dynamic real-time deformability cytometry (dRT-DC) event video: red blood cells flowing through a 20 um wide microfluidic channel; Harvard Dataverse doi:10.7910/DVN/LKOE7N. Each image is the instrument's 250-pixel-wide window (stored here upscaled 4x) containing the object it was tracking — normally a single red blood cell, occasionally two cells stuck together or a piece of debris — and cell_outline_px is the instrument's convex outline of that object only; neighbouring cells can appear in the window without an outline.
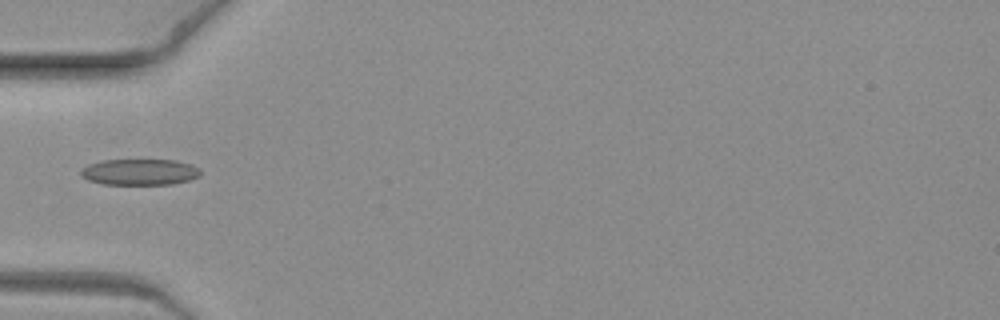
{"species": "common noctule bat (a hibernating species)", "species_latin": "Nyctalus noctula", "temperature_condition": "warm", "stored_images_in_passage": 8, "camera_frame_rate_fps": 3000, "um_per_image_px": 0.085, "animal": {"sex": "female", "body_mass_g": 19.3, "forearm_length_mm": 54.1}, "frame": {"image": 1, "passage_image": 7, "time_ms": 2.0, "image_size_px": [1000, 320], "cell_outline_px": [[200, 176], [188, 180], [172, 184], [104, 184], [88, 180], [80, 176], [80, 168], [88, 164], [100, 160], [176, 160], [192, 164], [200, 168]], "centroid_in_image_um": [11.85, 14.61], "position_along_channel_um": 73.1, "area_um2": 18.38}}